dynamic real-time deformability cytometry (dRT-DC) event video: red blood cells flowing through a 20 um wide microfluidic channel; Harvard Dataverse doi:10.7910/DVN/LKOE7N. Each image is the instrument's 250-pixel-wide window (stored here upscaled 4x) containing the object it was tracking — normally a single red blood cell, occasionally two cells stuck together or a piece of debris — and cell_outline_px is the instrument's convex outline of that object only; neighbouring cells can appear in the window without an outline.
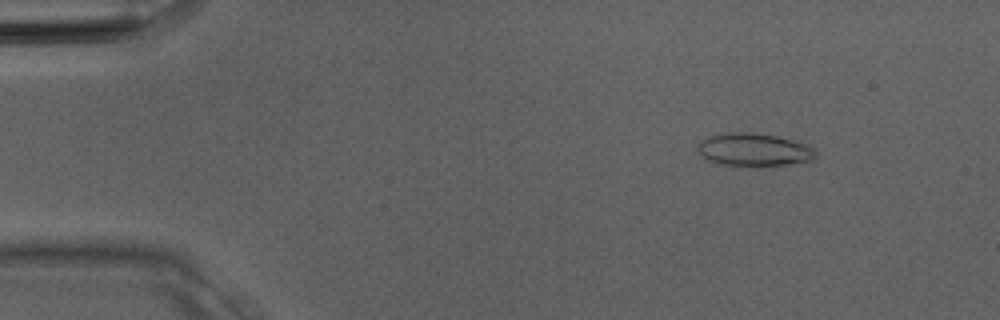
{"species": "Egyptian fruit bat (a non-hibernating species)", "species_latin": "Rousettus aegyptiacus", "temperature_condition": "room temperature", "stored_images_in_passage": 2, "segment_of_instrument_passage": [2, 2], "camera_frame_rate_fps": 3000, "um_per_image_px": 0.085, "animal": {"sex": "male"}, "frame": {"image": 1, "passage_image": 2, "time_ms": 0.333, "image_size_px": [1000, 320], "cell_outline_px": [[816, 152], [808, 160], [788, 164], [720, 164], [708, 160], [700, 152], [696, 144], [700, 140], [708, 136], [732, 132], [752, 132], [776, 136], [808, 144]], "centroid_in_image_um": [64.03, 12.68], "position_along_channel_um": 21.0, "area_um2": 21.79}}